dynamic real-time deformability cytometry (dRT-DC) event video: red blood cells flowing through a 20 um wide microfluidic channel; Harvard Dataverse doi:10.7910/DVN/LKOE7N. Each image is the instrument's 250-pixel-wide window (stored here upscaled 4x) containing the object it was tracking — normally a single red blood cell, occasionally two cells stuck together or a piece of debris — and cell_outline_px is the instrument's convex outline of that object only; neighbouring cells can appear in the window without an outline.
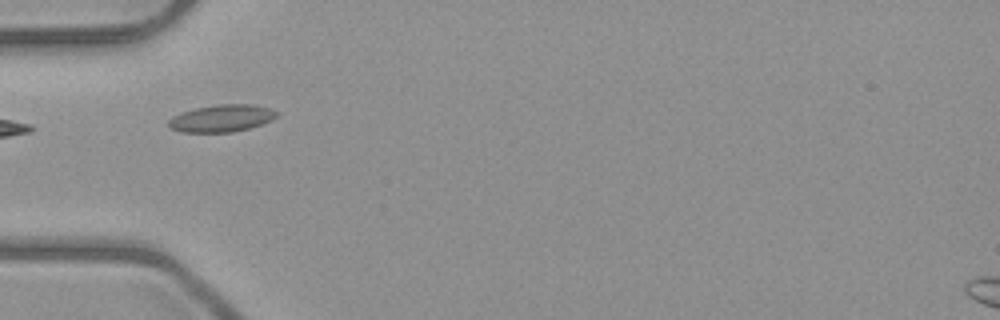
{"species": "common noctule bat (a hibernating species)", "species_latin": "Nyctalus noctula", "temperature_condition": "room temperature", "stored_images_in_passage": 7, "camera_frame_rate_fps": 3000, "um_per_image_px": 0.085, "animal": {"sex": "male", "body_mass_g": 23.1, "forearm_length_mm": 52.7}, "frame": {"image": 1, "passage_image": 5, "time_ms": 4.667, "image_size_px": [1000, 320], "cell_outline_px": [[280, 112], [272, 120], [248, 128], [232, 132], [184, 132], [172, 128], [168, 124], [168, 120], [172, 116], [180, 112], [196, 108], [216, 104], [252, 104], [268, 108]], "centroid_in_image_um": [18.83, 10.04], "position_along_channel_um": 66.2, "area_um2": 17.05}}
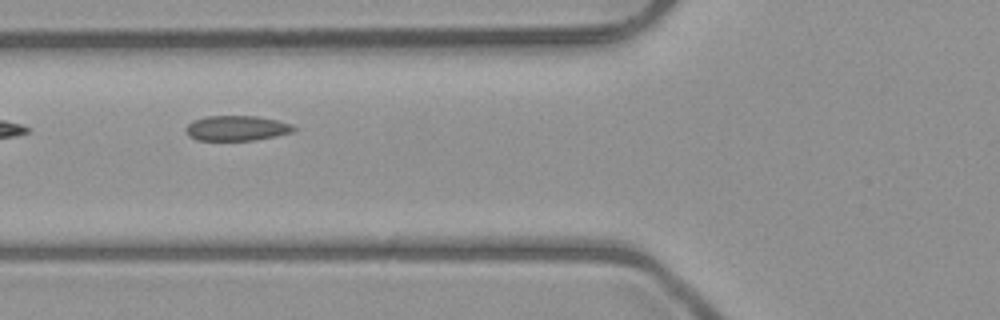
{"frame": {"image": 2, "passage_image": 6, "time_ms": 5.667, "image_size_px": [1000, 320], "cell_outline_px": [[296, 128], [292, 132], [276, 136], [256, 140], [196, 140], [188, 136], [184, 128], [192, 120], [204, 116], [256, 116], [276, 120], [292, 124]], "centroid_in_image_um": [20.08, 10.89], "position_along_channel_um": 105.7, "area_um2": 15.9}}
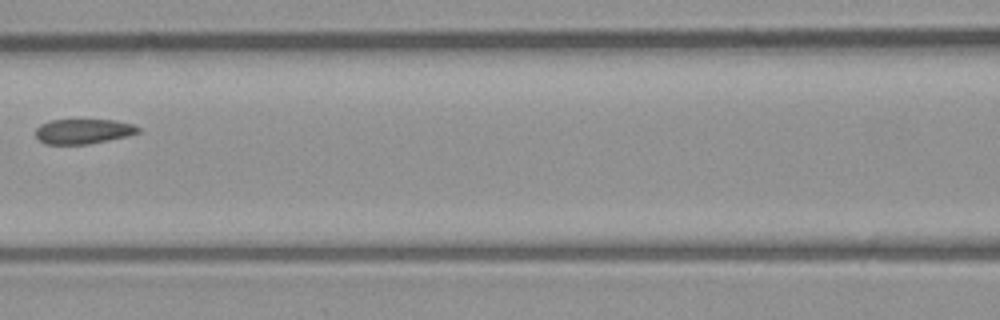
{"frame": {"image": 3, "passage_image": 7, "time_ms": 7.0, "image_size_px": [1000, 320], "cell_outline_px": [[140, 132], [128, 136], [88, 144], [44, 144], [36, 136], [36, 128], [40, 124], [52, 120], [116, 120], [132, 124], [140, 128]], "centroid_in_image_um": [7.08, 11.16], "position_along_channel_um": 159.5, "area_um2": 14.85}}